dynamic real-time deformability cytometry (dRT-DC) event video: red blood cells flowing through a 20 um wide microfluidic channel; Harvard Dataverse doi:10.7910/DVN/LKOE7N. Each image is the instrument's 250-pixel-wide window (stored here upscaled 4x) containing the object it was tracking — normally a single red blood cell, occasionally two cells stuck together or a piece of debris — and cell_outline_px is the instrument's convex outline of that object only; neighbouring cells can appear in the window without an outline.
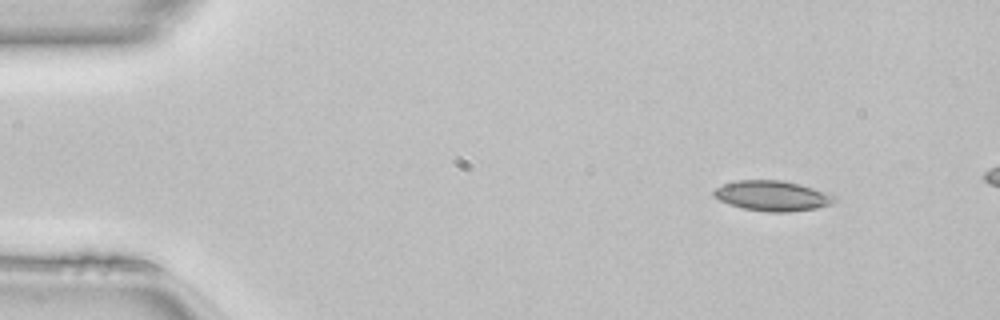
{"species": "common noctule bat (a hibernating species)", "species_latin": "Nyctalus noctula", "temperature_condition": "room temperature", "stored_images_in_passage": 8, "camera_frame_rate_fps": 3000, "um_per_image_px": 0.085, "animal": {"sex": "female", "body_mass_g": 22.7, "forearm_length_mm": 54.2}, "frame": {"image": 1, "passage_image": 1, "time_ms": 0.0, "image_size_px": [1000, 320], "cell_outline_px": [[836, 200], [832, 204], [816, 208], [788, 212], [764, 212], [744, 208], [728, 204], [720, 200], [712, 192], [716, 188], [724, 184], [736, 180], [784, 180], [832, 192], [836, 196]], "centroid_in_image_um": [65.72, 16.64], "position_along_channel_um": 19.3, "area_um2": 21.5}}